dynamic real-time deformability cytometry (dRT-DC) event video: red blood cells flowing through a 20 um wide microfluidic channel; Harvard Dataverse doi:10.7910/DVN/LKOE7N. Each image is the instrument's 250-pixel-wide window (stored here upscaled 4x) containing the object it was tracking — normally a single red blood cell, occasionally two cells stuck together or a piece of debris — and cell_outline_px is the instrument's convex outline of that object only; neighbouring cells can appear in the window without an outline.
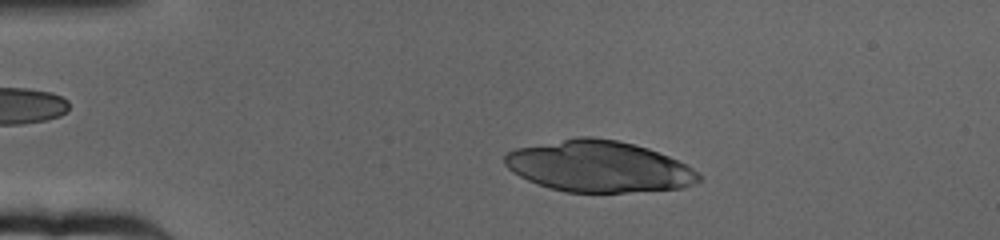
{"species": "human", "species_latin": "Homo sapiens", "temperature_condition": "cold", "stored_images_in_passage": 60, "camera_frame_rate_fps": 3000, "um_per_image_px": 0.085, "donor": {"sex": "female"}, "frame": {"image": 1, "passage_image": 9, "time_ms": 2.667, "image_size_px": [1000, 240], "cell_outline_px": [[700, 180], [696, 184], [684, 188], [624, 192], [564, 192], [528, 180], [512, 172], [504, 164], [504, 156], [508, 152], [516, 148], [576, 136], [592, 136], [616, 140], [648, 148], [668, 156], [692, 168], [700, 176]], "centroid_in_image_um": [50.88, 14.14], "position_along_channel_um": 34.1, "area_um2": 57.8}}